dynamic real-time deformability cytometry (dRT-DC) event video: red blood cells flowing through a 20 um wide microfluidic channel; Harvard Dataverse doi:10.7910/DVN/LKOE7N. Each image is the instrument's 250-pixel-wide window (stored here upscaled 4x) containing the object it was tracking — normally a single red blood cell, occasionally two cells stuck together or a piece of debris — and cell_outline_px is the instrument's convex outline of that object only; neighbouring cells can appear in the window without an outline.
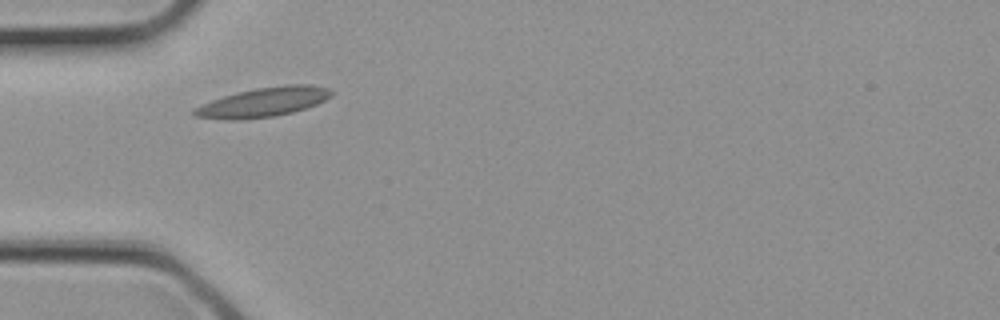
{"species": "common noctule bat (a hibernating species)", "species_latin": "Nyctalus noctula", "temperature_condition": "cold", "stored_images_in_passage": 2, "camera_frame_rate_fps": 3000, "um_per_image_px": 0.085, "animal": {"sex": "female", "body_mass_g": 21.9}, "frame": {"image": 1, "passage_image": 2, "time_ms": 0.333, "image_size_px": [1000, 320], "cell_outline_px": [[332, 96], [316, 104], [292, 112], [276, 116], [240, 120], [224, 120], [196, 116], [192, 112], [192, 108], [212, 100], [224, 96], [256, 88], [288, 84], [308, 84], [328, 88], [332, 92]], "centroid_in_image_um": [22.37, 8.69], "position_along_channel_um": 62.6, "area_um2": 23.35}}